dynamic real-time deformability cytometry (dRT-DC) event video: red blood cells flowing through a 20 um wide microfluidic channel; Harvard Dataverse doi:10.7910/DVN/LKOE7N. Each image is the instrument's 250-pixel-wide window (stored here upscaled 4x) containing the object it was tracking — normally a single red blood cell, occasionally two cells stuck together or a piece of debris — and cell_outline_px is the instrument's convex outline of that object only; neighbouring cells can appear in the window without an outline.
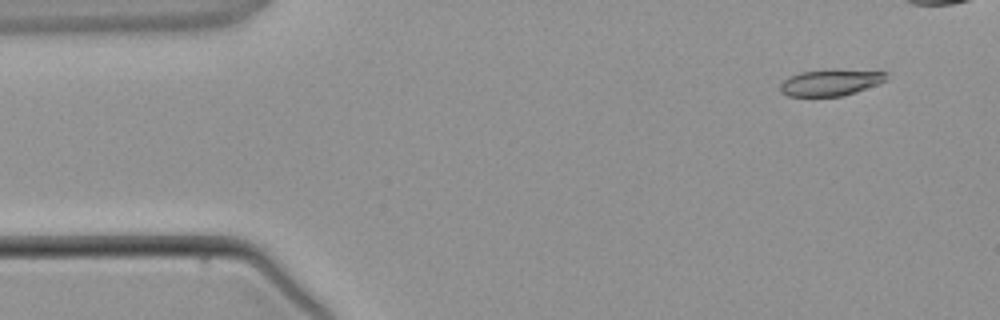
{"species": "common noctule bat (a hibernating species)", "species_latin": "Nyctalus noctula", "temperature_condition": "warm", "stored_images_in_passage": 5, "segment_of_instrument_passage": [1, 2], "camera_frame_rate_fps": 3000, "um_per_image_px": 0.085, "animal": {"sex": "male", "body_mass_g": 21.5, "forearm_length_mm": 52.0}, "frame": {"image": 1, "passage_image": 2, "time_ms": 1.0, "image_size_px": [1000, 320], "cell_outline_px": [[888, 80], [880, 84], [856, 92], [840, 96], [788, 96], [780, 92], [780, 84], [788, 76], [800, 72], [828, 68], [836, 68], [888, 72]], "centroid_in_image_um": [70.64, 6.98], "position_along_channel_um": 14.4, "area_um2": 16.94}}